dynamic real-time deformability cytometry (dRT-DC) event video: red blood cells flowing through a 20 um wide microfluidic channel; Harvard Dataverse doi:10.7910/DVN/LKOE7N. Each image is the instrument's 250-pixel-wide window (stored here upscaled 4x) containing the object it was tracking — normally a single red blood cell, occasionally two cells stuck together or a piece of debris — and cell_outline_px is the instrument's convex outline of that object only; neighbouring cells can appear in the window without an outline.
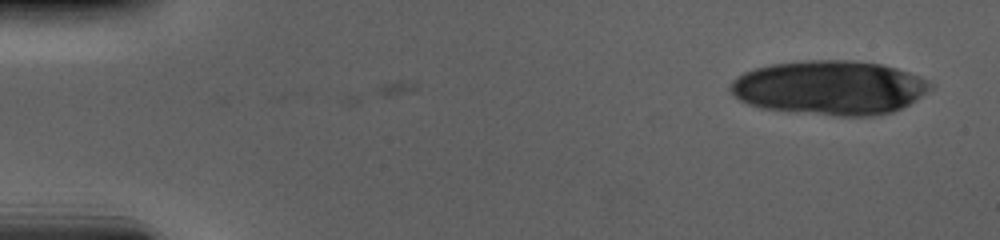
{"species": "human", "species_latin": "Homo sapiens", "temperature_condition": "cold", "stored_images_in_passage": 18, "camera_frame_rate_fps": 3000, "um_per_image_px": 0.085, "donor": {"sex": "male"}, "frame": {"image": 1, "passage_image": 1, "time_ms": 0.0, "image_size_px": [1000, 240], "cell_outline_px": [[936, 84], [928, 92], [916, 100], [892, 112], [872, 116], [836, 116], [760, 108], [748, 104], [740, 100], [728, 88], [732, 80], [736, 76], [744, 72], [756, 68], [772, 64], [804, 60], [852, 60], [880, 64], [896, 68], [920, 76]], "centroid_in_image_um": [70.54, 7.45], "position_along_channel_um": 14.5, "area_um2": 63.46}}